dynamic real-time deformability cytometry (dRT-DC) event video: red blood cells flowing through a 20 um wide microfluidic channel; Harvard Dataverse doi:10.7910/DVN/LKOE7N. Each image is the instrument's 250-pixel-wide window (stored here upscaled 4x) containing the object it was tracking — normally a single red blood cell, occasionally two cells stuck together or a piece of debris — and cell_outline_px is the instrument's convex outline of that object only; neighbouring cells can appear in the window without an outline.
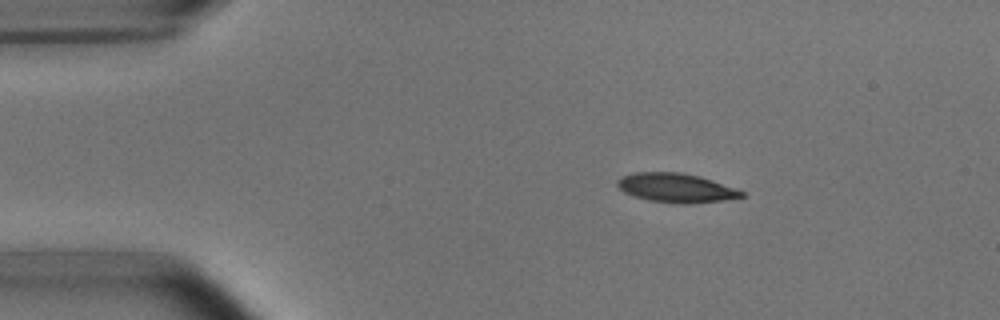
{"species": "common noctule bat (a hibernating species)", "species_latin": "Nyctalus noctula", "temperature_condition": "room temperature", "stored_images_in_passage": 4, "camera_frame_rate_fps": 3000, "um_per_image_px": 0.085, "animal": {"sex": "male", "body_mass_g": 15.6}, "frame": {"image": 1, "passage_image": 1, "time_ms": 0.0, "image_size_px": [1000, 320], "cell_outline_px": [[744, 196], [724, 200], [688, 204], [676, 204], [648, 200], [624, 192], [616, 184], [616, 180], [624, 176], [636, 172], [680, 172], [700, 176], [712, 180], [744, 192]], "centroid_in_image_um": [57.45, 15.97], "position_along_channel_um": 27.6, "area_um2": 20.92}}